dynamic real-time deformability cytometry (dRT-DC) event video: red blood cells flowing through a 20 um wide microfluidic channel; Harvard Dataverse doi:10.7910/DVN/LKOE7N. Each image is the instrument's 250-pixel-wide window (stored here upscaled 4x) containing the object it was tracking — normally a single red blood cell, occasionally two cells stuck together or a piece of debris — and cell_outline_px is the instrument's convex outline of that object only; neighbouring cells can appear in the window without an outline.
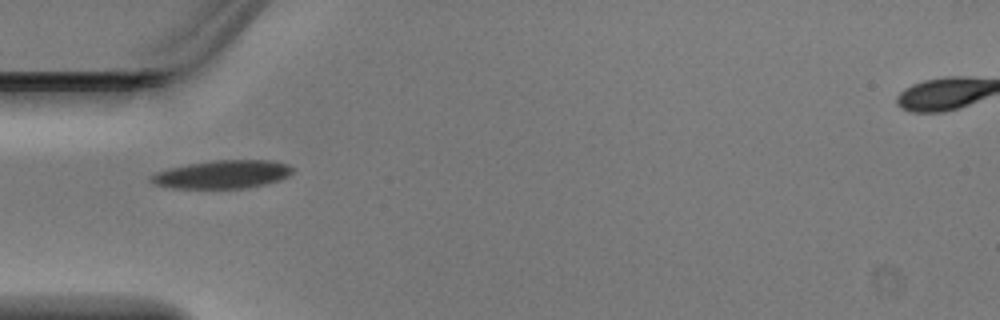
{"species": "Egyptian fruit bat (a non-hibernating species)", "species_latin": "Rousettus aegyptiacus", "temperature_condition": "warm", "stored_images_in_passage": 2, "camera_frame_rate_fps": 3000, "um_per_image_px": 0.085, "animal": {"sex": "male"}, "frame": {"image": 1, "passage_image": 2, "time_ms": 0.333, "image_size_px": [1000, 320], "cell_outline_px": [[296, 168], [288, 176], [280, 180], [248, 188], [176, 188], [156, 184], [148, 180], [148, 176], [156, 172], [168, 168], [188, 164], [212, 160], [272, 160], [288, 164]], "centroid_in_image_um": [18.93, 14.81], "position_along_channel_um": 66.1, "area_um2": 23.41}}